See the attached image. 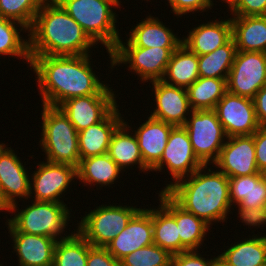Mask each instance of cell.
<instances>
[{
    "mask_svg": "<svg viewBox=\"0 0 266 266\" xmlns=\"http://www.w3.org/2000/svg\"><path fill=\"white\" fill-rule=\"evenodd\" d=\"M150 83L152 86H150ZM148 87L151 88L150 93L154 102L148 105L153 106L152 110L147 106L149 116L164 121L173 126H184L189 115L193 111L188 98L187 89L169 85L162 80L152 81ZM154 95V96H153ZM154 103V104H153ZM153 104V105H152ZM151 110V111H150Z\"/></svg>",
    "mask_w": 266,
    "mask_h": 266,
    "instance_id": "cell-13",
    "label": "cell"
},
{
    "mask_svg": "<svg viewBox=\"0 0 266 266\" xmlns=\"http://www.w3.org/2000/svg\"><path fill=\"white\" fill-rule=\"evenodd\" d=\"M18 153L8 143L0 151V191L10 206L28 200L30 194L32 167L28 169Z\"/></svg>",
    "mask_w": 266,
    "mask_h": 266,
    "instance_id": "cell-15",
    "label": "cell"
},
{
    "mask_svg": "<svg viewBox=\"0 0 266 266\" xmlns=\"http://www.w3.org/2000/svg\"><path fill=\"white\" fill-rule=\"evenodd\" d=\"M36 164V169L30 171L29 199L57 203L68 201L69 198H66L65 195L73 192L70 187L73 184V187H76L78 182L77 168L69 164L51 163L44 159Z\"/></svg>",
    "mask_w": 266,
    "mask_h": 266,
    "instance_id": "cell-9",
    "label": "cell"
},
{
    "mask_svg": "<svg viewBox=\"0 0 266 266\" xmlns=\"http://www.w3.org/2000/svg\"><path fill=\"white\" fill-rule=\"evenodd\" d=\"M226 84L227 92L253 99L266 85V53L237 51Z\"/></svg>",
    "mask_w": 266,
    "mask_h": 266,
    "instance_id": "cell-12",
    "label": "cell"
},
{
    "mask_svg": "<svg viewBox=\"0 0 266 266\" xmlns=\"http://www.w3.org/2000/svg\"><path fill=\"white\" fill-rule=\"evenodd\" d=\"M148 16L139 20L137 24L125 32V40L122 36L119 38L117 46H138V47H161V48H178L182 44V37L178 36L179 32H174L169 25L160 20L161 17ZM169 26V27H168Z\"/></svg>",
    "mask_w": 266,
    "mask_h": 266,
    "instance_id": "cell-18",
    "label": "cell"
},
{
    "mask_svg": "<svg viewBox=\"0 0 266 266\" xmlns=\"http://www.w3.org/2000/svg\"><path fill=\"white\" fill-rule=\"evenodd\" d=\"M196 157L212 165L226 142L227 135L214 110H193L183 126Z\"/></svg>",
    "mask_w": 266,
    "mask_h": 266,
    "instance_id": "cell-10",
    "label": "cell"
},
{
    "mask_svg": "<svg viewBox=\"0 0 266 266\" xmlns=\"http://www.w3.org/2000/svg\"><path fill=\"white\" fill-rule=\"evenodd\" d=\"M165 192L185 211L212 226V230L215 229L214 224H227L233 209L229 197V178L213 164L212 167L210 164L202 165Z\"/></svg>",
    "mask_w": 266,
    "mask_h": 266,
    "instance_id": "cell-2",
    "label": "cell"
},
{
    "mask_svg": "<svg viewBox=\"0 0 266 266\" xmlns=\"http://www.w3.org/2000/svg\"><path fill=\"white\" fill-rule=\"evenodd\" d=\"M255 144V158L258 170L266 168V128L259 127L253 134Z\"/></svg>",
    "mask_w": 266,
    "mask_h": 266,
    "instance_id": "cell-43",
    "label": "cell"
},
{
    "mask_svg": "<svg viewBox=\"0 0 266 266\" xmlns=\"http://www.w3.org/2000/svg\"><path fill=\"white\" fill-rule=\"evenodd\" d=\"M118 104L102 121L78 132L80 158L103 155L108 152L113 133L124 122L123 109Z\"/></svg>",
    "mask_w": 266,
    "mask_h": 266,
    "instance_id": "cell-24",
    "label": "cell"
},
{
    "mask_svg": "<svg viewBox=\"0 0 266 266\" xmlns=\"http://www.w3.org/2000/svg\"><path fill=\"white\" fill-rule=\"evenodd\" d=\"M227 78L199 77L187 88L192 110H214L227 92Z\"/></svg>",
    "mask_w": 266,
    "mask_h": 266,
    "instance_id": "cell-33",
    "label": "cell"
},
{
    "mask_svg": "<svg viewBox=\"0 0 266 266\" xmlns=\"http://www.w3.org/2000/svg\"><path fill=\"white\" fill-rule=\"evenodd\" d=\"M198 78V55L181 44L173 51L161 80L169 85L187 89Z\"/></svg>",
    "mask_w": 266,
    "mask_h": 266,
    "instance_id": "cell-30",
    "label": "cell"
},
{
    "mask_svg": "<svg viewBox=\"0 0 266 266\" xmlns=\"http://www.w3.org/2000/svg\"><path fill=\"white\" fill-rule=\"evenodd\" d=\"M107 154L127 174L138 168L142 174H149L150 169L144 164L138 141L133 131L123 122L113 133ZM127 171V172H126Z\"/></svg>",
    "mask_w": 266,
    "mask_h": 266,
    "instance_id": "cell-26",
    "label": "cell"
},
{
    "mask_svg": "<svg viewBox=\"0 0 266 266\" xmlns=\"http://www.w3.org/2000/svg\"><path fill=\"white\" fill-rule=\"evenodd\" d=\"M152 206L153 242L171 255L181 253V241L175 217L160 203Z\"/></svg>",
    "mask_w": 266,
    "mask_h": 266,
    "instance_id": "cell-32",
    "label": "cell"
},
{
    "mask_svg": "<svg viewBox=\"0 0 266 266\" xmlns=\"http://www.w3.org/2000/svg\"><path fill=\"white\" fill-rule=\"evenodd\" d=\"M236 210H235V209ZM236 211V212H234ZM235 213V216L239 218L238 223H242L243 226L245 225L246 228L248 226L251 230V233H248L249 235H255V232L257 230V235H266L265 233H260L258 231V228L263 229L266 227V206L256 207V208H237L236 206L232 209V216ZM237 214V215H236ZM239 215V216H238ZM241 221V222H240ZM265 225V226H264ZM252 227V228H251ZM256 228V230H255ZM259 232V233H258Z\"/></svg>",
    "mask_w": 266,
    "mask_h": 266,
    "instance_id": "cell-39",
    "label": "cell"
},
{
    "mask_svg": "<svg viewBox=\"0 0 266 266\" xmlns=\"http://www.w3.org/2000/svg\"><path fill=\"white\" fill-rule=\"evenodd\" d=\"M91 55H30L29 70L35 74L33 81L37 82L34 84L38 86L39 101L46 106L59 107L74 97L116 94L118 90L108 83H111L109 74L104 81L103 73L94 70L98 67Z\"/></svg>",
    "mask_w": 266,
    "mask_h": 266,
    "instance_id": "cell-1",
    "label": "cell"
},
{
    "mask_svg": "<svg viewBox=\"0 0 266 266\" xmlns=\"http://www.w3.org/2000/svg\"><path fill=\"white\" fill-rule=\"evenodd\" d=\"M40 137L38 147L43 159L51 163L69 164L76 168L80 163L78 132L69 118L58 107L41 105ZM42 128V129H41Z\"/></svg>",
    "mask_w": 266,
    "mask_h": 266,
    "instance_id": "cell-6",
    "label": "cell"
},
{
    "mask_svg": "<svg viewBox=\"0 0 266 266\" xmlns=\"http://www.w3.org/2000/svg\"><path fill=\"white\" fill-rule=\"evenodd\" d=\"M234 241L217 251L218 256L230 266H266V235L238 236ZM223 249V251H222Z\"/></svg>",
    "mask_w": 266,
    "mask_h": 266,
    "instance_id": "cell-27",
    "label": "cell"
},
{
    "mask_svg": "<svg viewBox=\"0 0 266 266\" xmlns=\"http://www.w3.org/2000/svg\"><path fill=\"white\" fill-rule=\"evenodd\" d=\"M211 1H212V2H216L215 6H217V2H218V3L221 2V4H224V3H223V0H218V1L211 0Z\"/></svg>",
    "mask_w": 266,
    "mask_h": 266,
    "instance_id": "cell-50",
    "label": "cell"
},
{
    "mask_svg": "<svg viewBox=\"0 0 266 266\" xmlns=\"http://www.w3.org/2000/svg\"><path fill=\"white\" fill-rule=\"evenodd\" d=\"M62 8L82 27L89 38L102 45L109 56L106 65L109 74L113 71L112 51L118 44L121 31L118 29V12L123 8L121 0H56ZM117 8V9H116ZM120 8V9H119Z\"/></svg>",
    "mask_w": 266,
    "mask_h": 266,
    "instance_id": "cell-4",
    "label": "cell"
},
{
    "mask_svg": "<svg viewBox=\"0 0 266 266\" xmlns=\"http://www.w3.org/2000/svg\"><path fill=\"white\" fill-rule=\"evenodd\" d=\"M28 36L30 55H94L99 48L56 0L43 2Z\"/></svg>",
    "mask_w": 266,
    "mask_h": 266,
    "instance_id": "cell-3",
    "label": "cell"
},
{
    "mask_svg": "<svg viewBox=\"0 0 266 266\" xmlns=\"http://www.w3.org/2000/svg\"><path fill=\"white\" fill-rule=\"evenodd\" d=\"M229 197L232 207L266 206V185L261 173L229 178Z\"/></svg>",
    "mask_w": 266,
    "mask_h": 266,
    "instance_id": "cell-29",
    "label": "cell"
},
{
    "mask_svg": "<svg viewBox=\"0 0 266 266\" xmlns=\"http://www.w3.org/2000/svg\"><path fill=\"white\" fill-rule=\"evenodd\" d=\"M143 205V208L129 221L127 227L106 246L108 252L118 261L139 248L154 243L152 207L151 204H149L150 207Z\"/></svg>",
    "mask_w": 266,
    "mask_h": 266,
    "instance_id": "cell-19",
    "label": "cell"
},
{
    "mask_svg": "<svg viewBox=\"0 0 266 266\" xmlns=\"http://www.w3.org/2000/svg\"><path fill=\"white\" fill-rule=\"evenodd\" d=\"M141 1H142V2H143V1H146L147 3H148V2H151V3H152L154 0H153V1H151V0H141Z\"/></svg>",
    "mask_w": 266,
    "mask_h": 266,
    "instance_id": "cell-51",
    "label": "cell"
},
{
    "mask_svg": "<svg viewBox=\"0 0 266 266\" xmlns=\"http://www.w3.org/2000/svg\"><path fill=\"white\" fill-rule=\"evenodd\" d=\"M5 212L4 214H8L10 212V205L4 200L1 191H0V213Z\"/></svg>",
    "mask_w": 266,
    "mask_h": 266,
    "instance_id": "cell-45",
    "label": "cell"
},
{
    "mask_svg": "<svg viewBox=\"0 0 266 266\" xmlns=\"http://www.w3.org/2000/svg\"><path fill=\"white\" fill-rule=\"evenodd\" d=\"M236 45L231 38L215 51L198 56L199 77L227 78L234 62Z\"/></svg>",
    "mask_w": 266,
    "mask_h": 266,
    "instance_id": "cell-34",
    "label": "cell"
},
{
    "mask_svg": "<svg viewBox=\"0 0 266 266\" xmlns=\"http://www.w3.org/2000/svg\"><path fill=\"white\" fill-rule=\"evenodd\" d=\"M125 118L127 116H124V123L133 131L137 138L143 162L151 170L160 161L170 132L175 126L147 115L144 120H139L141 123L139 122L137 125L139 127H137L132 125L130 119L125 121ZM141 120L144 122L142 123Z\"/></svg>",
    "mask_w": 266,
    "mask_h": 266,
    "instance_id": "cell-21",
    "label": "cell"
},
{
    "mask_svg": "<svg viewBox=\"0 0 266 266\" xmlns=\"http://www.w3.org/2000/svg\"><path fill=\"white\" fill-rule=\"evenodd\" d=\"M118 94H93L74 97L63 102L60 108L77 132L102 121L119 103Z\"/></svg>",
    "mask_w": 266,
    "mask_h": 266,
    "instance_id": "cell-17",
    "label": "cell"
},
{
    "mask_svg": "<svg viewBox=\"0 0 266 266\" xmlns=\"http://www.w3.org/2000/svg\"><path fill=\"white\" fill-rule=\"evenodd\" d=\"M237 51L266 53V15L230 16Z\"/></svg>",
    "mask_w": 266,
    "mask_h": 266,
    "instance_id": "cell-28",
    "label": "cell"
},
{
    "mask_svg": "<svg viewBox=\"0 0 266 266\" xmlns=\"http://www.w3.org/2000/svg\"><path fill=\"white\" fill-rule=\"evenodd\" d=\"M167 1V3L165 2V4L167 6H170V11L174 16V19L177 18H182V16H184V20L185 17L188 18V14L191 17V15L193 16L194 14H199V15H204V12H206V14L210 11L211 9H215L214 5L215 3L212 2L211 0H165ZM202 13V14H201ZM186 15V16H185ZM176 16V17H175Z\"/></svg>",
    "mask_w": 266,
    "mask_h": 266,
    "instance_id": "cell-38",
    "label": "cell"
},
{
    "mask_svg": "<svg viewBox=\"0 0 266 266\" xmlns=\"http://www.w3.org/2000/svg\"><path fill=\"white\" fill-rule=\"evenodd\" d=\"M25 202L27 200L23 201L25 206L18 202L10 206L9 214H12L9 216L11 218H7L4 224L7 231H19L60 240L67 238L75 230L70 227L76 225L72 222V216L74 218L76 216L71 213L72 209L67 206L68 204L30 199H28V204ZM71 222L72 225H69Z\"/></svg>",
    "mask_w": 266,
    "mask_h": 266,
    "instance_id": "cell-5",
    "label": "cell"
},
{
    "mask_svg": "<svg viewBox=\"0 0 266 266\" xmlns=\"http://www.w3.org/2000/svg\"><path fill=\"white\" fill-rule=\"evenodd\" d=\"M226 17L218 19L214 16L212 19L207 21L203 20L199 25H191V30L188 29L187 36L182 37V44L185 45L190 51L195 54L204 55L215 51L218 47L226 44L232 38V25L231 19L224 14Z\"/></svg>",
    "mask_w": 266,
    "mask_h": 266,
    "instance_id": "cell-22",
    "label": "cell"
},
{
    "mask_svg": "<svg viewBox=\"0 0 266 266\" xmlns=\"http://www.w3.org/2000/svg\"><path fill=\"white\" fill-rule=\"evenodd\" d=\"M217 254V256H216ZM216 258L214 259V264L213 266H230L227 264L224 260H222L219 256L218 253H215Z\"/></svg>",
    "mask_w": 266,
    "mask_h": 266,
    "instance_id": "cell-46",
    "label": "cell"
},
{
    "mask_svg": "<svg viewBox=\"0 0 266 266\" xmlns=\"http://www.w3.org/2000/svg\"><path fill=\"white\" fill-rule=\"evenodd\" d=\"M214 167L228 178L259 173L253 135L227 137Z\"/></svg>",
    "mask_w": 266,
    "mask_h": 266,
    "instance_id": "cell-16",
    "label": "cell"
},
{
    "mask_svg": "<svg viewBox=\"0 0 266 266\" xmlns=\"http://www.w3.org/2000/svg\"><path fill=\"white\" fill-rule=\"evenodd\" d=\"M256 117L261 128H266V85L253 98Z\"/></svg>",
    "mask_w": 266,
    "mask_h": 266,
    "instance_id": "cell-44",
    "label": "cell"
},
{
    "mask_svg": "<svg viewBox=\"0 0 266 266\" xmlns=\"http://www.w3.org/2000/svg\"><path fill=\"white\" fill-rule=\"evenodd\" d=\"M1 56L4 59L6 56L17 58L19 64L22 59L27 64V69L30 68L28 29L21 23L3 17H0V59Z\"/></svg>",
    "mask_w": 266,
    "mask_h": 266,
    "instance_id": "cell-31",
    "label": "cell"
},
{
    "mask_svg": "<svg viewBox=\"0 0 266 266\" xmlns=\"http://www.w3.org/2000/svg\"><path fill=\"white\" fill-rule=\"evenodd\" d=\"M12 243L11 251L16 253L17 266H53L54 250L58 240L19 231H8Z\"/></svg>",
    "mask_w": 266,
    "mask_h": 266,
    "instance_id": "cell-23",
    "label": "cell"
},
{
    "mask_svg": "<svg viewBox=\"0 0 266 266\" xmlns=\"http://www.w3.org/2000/svg\"><path fill=\"white\" fill-rule=\"evenodd\" d=\"M190 250L172 255L171 266H213L214 255L205 254L206 251ZM201 252V253H200ZM204 253V254H203ZM204 256H207L206 258ZM210 256V258L208 257Z\"/></svg>",
    "mask_w": 266,
    "mask_h": 266,
    "instance_id": "cell-41",
    "label": "cell"
},
{
    "mask_svg": "<svg viewBox=\"0 0 266 266\" xmlns=\"http://www.w3.org/2000/svg\"><path fill=\"white\" fill-rule=\"evenodd\" d=\"M227 9L230 16H265L266 0H235Z\"/></svg>",
    "mask_w": 266,
    "mask_h": 266,
    "instance_id": "cell-40",
    "label": "cell"
},
{
    "mask_svg": "<svg viewBox=\"0 0 266 266\" xmlns=\"http://www.w3.org/2000/svg\"><path fill=\"white\" fill-rule=\"evenodd\" d=\"M204 165L195 155L188 133L183 126H175L169 135L167 145L160 161L150 170L157 175L162 172L168 174V180L160 191H166L178 180L190 176ZM165 168V169H164ZM163 170V171H162ZM170 175V178H169Z\"/></svg>",
    "mask_w": 266,
    "mask_h": 266,
    "instance_id": "cell-11",
    "label": "cell"
},
{
    "mask_svg": "<svg viewBox=\"0 0 266 266\" xmlns=\"http://www.w3.org/2000/svg\"><path fill=\"white\" fill-rule=\"evenodd\" d=\"M91 246L75 229L67 238L57 241L53 266H86Z\"/></svg>",
    "mask_w": 266,
    "mask_h": 266,
    "instance_id": "cell-35",
    "label": "cell"
},
{
    "mask_svg": "<svg viewBox=\"0 0 266 266\" xmlns=\"http://www.w3.org/2000/svg\"><path fill=\"white\" fill-rule=\"evenodd\" d=\"M235 0H223V2L226 4L225 6L229 7Z\"/></svg>",
    "mask_w": 266,
    "mask_h": 266,
    "instance_id": "cell-48",
    "label": "cell"
},
{
    "mask_svg": "<svg viewBox=\"0 0 266 266\" xmlns=\"http://www.w3.org/2000/svg\"><path fill=\"white\" fill-rule=\"evenodd\" d=\"M214 111L227 137L253 135L260 127L253 99L226 92Z\"/></svg>",
    "mask_w": 266,
    "mask_h": 266,
    "instance_id": "cell-14",
    "label": "cell"
},
{
    "mask_svg": "<svg viewBox=\"0 0 266 266\" xmlns=\"http://www.w3.org/2000/svg\"><path fill=\"white\" fill-rule=\"evenodd\" d=\"M156 193L158 194L157 198L155 197L156 201H159L175 217L181 241V252L202 250L203 247L205 249V246H208L205 241H209L206 238L208 233L216 234L213 233L214 230L211 231L212 227L194 214L185 211L165 191L157 190Z\"/></svg>",
    "mask_w": 266,
    "mask_h": 266,
    "instance_id": "cell-20",
    "label": "cell"
},
{
    "mask_svg": "<svg viewBox=\"0 0 266 266\" xmlns=\"http://www.w3.org/2000/svg\"><path fill=\"white\" fill-rule=\"evenodd\" d=\"M260 173H261L262 179H263V181H264V183L266 185V168L262 169L260 171Z\"/></svg>",
    "mask_w": 266,
    "mask_h": 266,
    "instance_id": "cell-47",
    "label": "cell"
},
{
    "mask_svg": "<svg viewBox=\"0 0 266 266\" xmlns=\"http://www.w3.org/2000/svg\"><path fill=\"white\" fill-rule=\"evenodd\" d=\"M45 0H0V17L31 28L34 18Z\"/></svg>",
    "mask_w": 266,
    "mask_h": 266,
    "instance_id": "cell-36",
    "label": "cell"
},
{
    "mask_svg": "<svg viewBox=\"0 0 266 266\" xmlns=\"http://www.w3.org/2000/svg\"><path fill=\"white\" fill-rule=\"evenodd\" d=\"M7 143H5V141H4V143H3V141L1 142L0 141V151H1V149L6 145Z\"/></svg>",
    "mask_w": 266,
    "mask_h": 266,
    "instance_id": "cell-49",
    "label": "cell"
},
{
    "mask_svg": "<svg viewBox=\"0 0 266 266\" xmlns=\"http://www.w3.org/2000/svg\"><path fill=\"white\" fill-rule=\"evenodd\" d=\"M112 203L96 204L93 210L89 206V211H85L84 215L78 217L80 220L74 227L92 246L106 247L117 237L128 225L132 217L142 208L138 204ZM118 204V205H117ZM134 204L136 206H134ZM99 205V206H98Z\"/></svg>",
    "mask_w": 266,
    "mask_h": 266,
    "instance_id": "cell-7",
    "label": "cell"
},
{
    "mask_svg": "<svg viewBox=\"0 0 266 266\" xmlns=\"http://www.w3.org/2000/svg\"><path fill=\"white\" fill-rule=\"evenodd\" d=\"M86 266H122V264L108 252L106 247L91 246Z\"/></svg>",
    "mask_w": 266,
    "mask_h": 266,
    "instance_id": "cell-42",
    "label": "cell"
},
{
    "mask_svg": "<svg viewBox=\"0 0 266 266\" xmlns=\"http://www.w3.org/2000/svg\"><path fill=\"white\" fill-rule=\"evenodd\" d=\"M176 49L116 46L112 51L113 70H120V68L117 69L119 66L128 67V73L132 72L131 74H134L135 77L137 76V80L139 79L143 85H145V82L161 80L172 53Z\"/></svg>",
    "mask_w": 266,
    "mask_h": 266,
    "instance_id": "cell-8",
    "label": "cell"
},
{
    "mask_svg": "<svg viewBox=\"0 0 266 266\" xmlns=\"http://www.w3.org/2000/svg\"><path fill=\"white\" fill-rule=\"evenodd\" d=\"M120 263L122 266H171L172 255L153 243L126 255Z\"/></svg>",
    "mask_w": 266,
    "mask_h": 266,
    "instance_id": "cell-37",
    "label": "cell"
},
{
    "mask_svg": "<svg viewBox=\"0 0 266 266\" xmlns=\"http://www.w3.org/2000/svg\"><path fill=\"white\" fill-rule=\"evenodd\" d=\"M124 171L116 164V162L106 153L103 155L90 156L80 160L77 167V180L79 184L88 187L91 190L96 186L95 190L113 188L116 182L119 183L123 179ZM122 177V179H121ZM120 179V180H119ZM113 184H115L113 186Z\"/></svg>",
    "mask_w": 266,
    "mask_h": 266,
    "instance_id": "cell-25",
    "label": "cell"
}]
</instances>
